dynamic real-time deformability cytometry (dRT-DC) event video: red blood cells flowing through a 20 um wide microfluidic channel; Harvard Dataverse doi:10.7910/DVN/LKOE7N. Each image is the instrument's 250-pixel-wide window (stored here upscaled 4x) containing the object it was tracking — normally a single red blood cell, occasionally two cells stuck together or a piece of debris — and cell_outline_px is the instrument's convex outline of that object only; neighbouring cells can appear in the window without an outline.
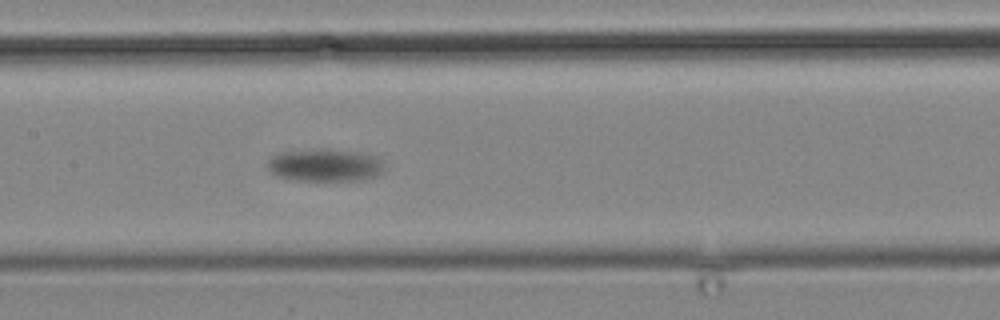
{"species": "common noctule bat (a hibernating species)", "species_latin": "Nyctalus noctula", "temperature_condition": "cold", "stored_images_in_passage": 15, "camera_frame_rate_fps": 3000, "um_per_image_px": 0.085, "animal": {"sex": "male", "body_mass_g": 19.2, "forearm_length_mm": 51.8}, "frame": {"image": 1, "passage_image": 15, "time_ms": 17.667, "image_size_px": [1000, 320], "cell_outline_px": [[384, 168], [376, 176], [364, 180], [300, 180], [280, 176], [272, 172], [268, 168], [268, 160], [280, 152], [356, 152], [372, 156]], "centroid_in_image_um": [27.61, 14.1], "position_along_channel_um": 179.8, "area_um2": 20.46}}